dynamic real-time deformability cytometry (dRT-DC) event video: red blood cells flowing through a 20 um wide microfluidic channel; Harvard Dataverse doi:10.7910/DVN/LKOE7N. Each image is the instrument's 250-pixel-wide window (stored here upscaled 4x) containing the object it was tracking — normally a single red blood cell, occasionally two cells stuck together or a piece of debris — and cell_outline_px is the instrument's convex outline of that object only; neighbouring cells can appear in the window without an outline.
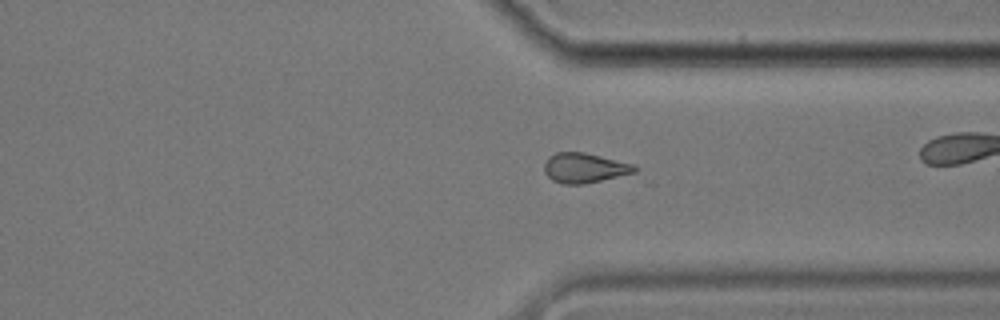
{"species": "common noctule bat (a hibernating species)", "species_latin": "Nyctalus noctula", "temperature_condition": "cold", "stored_images_in_passage": 54, "camera_frame_rate_fps": 3000, "um_per_image_px": 0.085, "animal": {"sex": "male", "body_mass_g": 17.9}, "frame": {"image": 1, "passage_image": 39, "time_ms": 12.667, "image_size_px": [1000, 320], "cell_outline_px": [[640, 168], [636, 172], [584, 184], [564, 184], [552, 180], [544, 172], [544, 164], [548, 156], [556, 152], [584, 152], [636, 164]], "centroid_in_image_um": [49.7, 14.26], "position_along_channel_um": 361.7, "area_um2": 15.9}}